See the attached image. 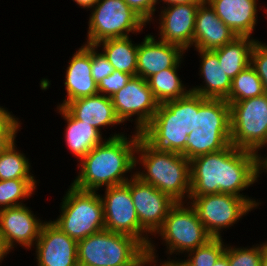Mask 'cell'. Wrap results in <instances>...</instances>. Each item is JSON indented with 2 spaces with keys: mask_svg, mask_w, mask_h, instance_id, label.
I'll return each mask as SVG.
<instances>
[{
  "mask_svg": "<svg viewBox=\"0 0 267 266\" xmlns=\"http://www.w3.org/2000/svg\"><path fill=\"white\" fill-rule=\"evenodd\" d=\"M265 147H267V139L265 141V143L255 152L258 160H259V163L263 166L266 162H267V155H263L261 156V149L263 150Z\"/></svg>",
  "mask_w": 267,
  "mask_h": 266,
  "instance_id": "7bdbcfd3",
  "label": "cell"
},
{
  "mask_svg": "<svg viewBox=\"0 0 267 266\" xmlns=\"http://www.w3.org/2000/svg\"><path fill=\"white\" fill-rule=\"evenodd\" d=\"M53 223L77 242L105 229L103 203L97 191L68 186Z\"/></svg>",
  "mask_w": 267,
  "mask_h": 266,
  "instance_id": "8992f818",
  "label": "cell"
},
{
  "mask_svg": "<svg viewBox=\"0 0 267 266\" xmlns=\"http://www.w3.org/2000/svg\"><path fill=\"white\" fill-rule=\"evenodd\" d=\"M266 243L267 240L251 247H237L227 243L224 254L228 258L229 266H261L263 247Z\"/></svg>",
  "mask_w": 267,
  "mask_h": 266,
  "instance_id": "d6a6232c",
  "label": "cell"
},
{
  "mask_svg": "<svg viewBox=\"0 0 267 266\" xmlns=\"http://www.w3.org/2000/svg\"><path fill=\"white\" fill-rule=\"evenodd\" d=\"M223 238H212L205 245L197 247L178 258L175 266H214L227 247ZM185 257H187L185 259Z\"/></svg>",
  "mask_w": 267,
  "mask_h": 266,
  "instance_id": "1f68e13d",
  "label": "cell"
},
{
  "mask_svg": "<svg viewBox=\"0 0 267 266\" xmlns=\"http://www.w3.org/2000/svg\"><path fill=\"white\" fill-rule=\"evenodd\" d=\"M85 44L142 33L148 23L123 0H99L90 10Z\"/></svg>",
  "mask_w": 267,
  "mask_h": 266,
  "instance_id": "9c48e42d",
  "label": "cell"
},
{
  "mask_svg": "<svg viewBox=\"0 0 267 266\" xmlns=\"http://www.w3.org/2000/svg\"><path fill=\"white\" fill-rule=\"evenodd\" d=\"M263 94H265L263 83L250 64L232 80L229 96L225 100L230 105Z\"/></svg>",
  "mask_w": 267,
  "mask_h": 266,
  "instance_id": "4dcf8cb0",
  "label": "cell"
},
{
  "mask_svg": "<svg viewBox=\"0 0 267 266\" xmlns=\"http://www.w3.org/2000/svg\"><path fill=\"white\" fill-rule=\"evenodd\" d=\"M77 241L47 220L34 245L37 266H79Z\"/></svg>",
  "mask_w": 267,
  "mask_h": 266,
  "instance_id": "2e32d148",
  "label": "cell"
},
{
  "mask_svg": "<svg viewBox=\"0 0 267 266\" xmlns=\"http://www.w3.org/2000/svg\"><path fill=\"white\" fill-rule=\"evenodd\" d=\"M231 130L230 105L225 99L204 98L199 95L197 129Z\"/></svg>",
  "mask_w": 267,
  "mask_h": 266,
  "instance_id": "83f0119b",
  "label": "cell"
},
{
  "mask_svg": "<svg viewBox=\"0 0 267 266\" xmlns=\"http://www.w3.org/2000/svg\"><path fill=\"white\" fill-rule=\"evenodd\" d=\"M130 194L140 226L152 237L162 227L170 209L177 203L135 175L130 179Z\"/></svg>",
  "mask_w": 267,
  "mask_h": 266,
  "instance_id": "4fadbf2b",
  "label": "cell"
},
{
  "mask_svg": "<svg viewBox=\"0 0 267 266\" xmlns=\"http://www.w3.org/2000/svg\"><path fill=\"white\" fill-rule=\"evenodd\" d=\"M137 166L141 167L137 169ZM135 176L176 202L189 201L190 161L180 153L151 146L142 136L135 152Z\"/></svg>",
  "mask_w": 267,
  "mask_h": 266,
  "instance_id": "3957f363",
  "label": "cell"
},
{
  "mask_svg": "<svg viewBox=\"0 0 267 266\" xmlns=\"http://www.w3.org/2000/svg\"><path fill=\"white\" fill-rule=\"evenodd\" d=\"M66 96L57 106L64 107L67 103L80 98L98 94L97 83L91 71V45L79 47L68 61L65 69Z\"/></svg>",
  "mask_w": 267,
  "mask_h": 266,
  "instance_id": "ac0fdd59",
  "label": "cell"
},
{
  "mask_svg": "<svg viewBox=\"0 0 267 266\" xmlns=\"http://www.w3.org/2000/svg\"><path fill=\"white\" fill-rule=\"evenodd\" d=\"M205 1L236 36L253 37L252 33L258 24V11L261 10L259 0Z\"/></svg>",
  "mask_w": 267,
  "mask_h": 266,
  "instance_id": "44dd1931",
  "label": "cell"
},
{
  "mask_svg": "<svg viewBox=\"0 0 267 266\" xmlns=\"http://www.w3.org/2000/svg\"><path fill=\"white\" fill-rule=\"evenodd\" d=\"M160 237L162 245L166 246V260L158 262L167 265L175 264L178 257L205 245L213 237L206 231L199 220L195 209L189 202H177L168 212L162 227L154 237ZM178 257H176V255ZM174 255V256H172ZM174 258V259H173Z\"/></svg>",
  "mask_w": 267,
  "mask_h": 266,
  "instance_id": "52a82bcc",
  "label": "cell"
},
{
  "mask_svg": "<svg viewBox=\"0 0 267 266\" xmlns=\"http://www.w3.org/2000/svg\"><path fill=\"white\" fill-rule=\"evenodd\" d=\"M261 174L262 165L255 152L230 144L221 151L190 160L189 196L226 193L244 199H256L244 195L242 191L261 180Z\"/></svg>",
  "mask_w": 267,
  "mask_h": 266,
  "instance_id": "6da1fadb",
  "label": "cell"
},
{
  "mask_svg": "<svg viewBox=\"0 0 267 266\" xmlns=\"http://www.w3.org/2000/svg\"><path fill=\"white\" fill-rule=\"evenodd\" d=\"M131 134L114 132L95 146L77 163L80 170L71 184L80 190L98 191L130 180L135 175V152L141 133Z\"/></svg>",
  "mask_w": 267,
  "mask_h": 266,
  "instance_id": "7a4b0ae2",
  "label": "cell"
},
{
  "mask_svg": "<svg viewBox=\"0 0 267 266\" xmlns=\"http://www.w3.org/2000/svg\"><path fill=\"white\" fill-rule=\"evenodd\" d=\"M214 266H229L227 256L223 254L220 259L214 264Z\"/></svg>",
  "mask_w": 267,
  "mask_h": 266,
  "instance_id": "ee69618b",
  "label": "cell"
},
{
  "mask_svg": "<svg viewBox=\"0 0 267 266\" xmlns=\"http://www.w3.org/2000/svg\"><path fill=\"white\" fill-rule=\"evenodd\" d=\"M91 71L97 84L114 71L113 66L96 45H91Z\"/></svg>",
  "mask_w": 267,
  "mask_h": 266,
  "instance_id": "d590c367",
  "label": "cell"
},
{
  "mask_svg": "<svg viewBox=\"0 0 267 266\" xmlns=\"http://www.w3.org/2000/svg\"><path fill=\"white\" fill-rule=\"evenodd\" d=\"M111 99L120 121L123 124L134 121V131L137 132L151 122L159 106L147 80L139 76H133ZM133 116H136L134 120Z\"/></svg>",
  "mask_w": 267,
  "mask_h": 266,
  "instance_id": "7c38bea8",
  "label": "cell"
},
{
  "mask_svg": "<svg viewBox=\"0 0 267 266\" xmlns=\"http://www.w3.org/2000/svg\"><path fill=\"white\" fill-rule=\"evenodd\" d=\"M14 141L10 147L0 154V180L36 179L31 172L32 166L26 154L17 149Z\"/></svg>",
  "mask_w": 267,
  "mask_h": 266,
  "instance_id": "f1b7e54d",
  "label": "cell"
},
{
  "mask_svg": "<svg viewBox=\"0 0 267 266\" xmlns=\"http://www.w3.org/2000/svg\"><path fill=\"white\" fill-rule=\"evenodd\" d=\"M133 75L114 70L109 76L103 78L98 84V92L108 97H112L120 89L126 86Z\"/></svg>",
  "mask_w": 267,
  "mask_h": 266,
  "instance_id": "836d02e7",
  "label": "cell"
},
{
  "mask_svg": "<svg viewBox=\"0 0 267 266\" xmlns=\"http://www.w3.org/2000/svg\"><path fill=\"white\" fill-rule=\"evenodd\" d=\"M178 71L179 68H168L147 79L148 86L159 104L185 97L190 92L189 85H184Z\"/></svg>",
  "mask_w": 267,
  "mask_h": 266,
  "instance_id": "4316f807",
  "label": "cell"
},
{
  "mask_svg": "<svg viewBox=\"0 0 267 266\" xmlns=\"http://www.w3.org/2000/svg\"><path fill=\"white\" fill-rule=\"evenodd\" d=\"M200 69L199 78L203 81L200 85L190 87V92L204 98L226 99L229 96L232 80L227 76L218 56L212 50H198Z\"/></svg>",
  "mask_w": 267,
  "mask_h": 266,
  "instance_id": "7402d4cb",
  "label": "cell"
},
{
  "mask_svg": "<svg viewBox=\"0 0 267 266\" xmlns=\"http://www.w3.org/2000/svg\"><path fill=\"white\" fill-rule=\"evenodd\" d=\"M231 144L256 152L267 139V94L230 104Z\"/></svg>",
  "mask_w": 267,
  "mask_h": 266,
  "instance_id": "8fae6325",
  "label": "cell"
},
{
  "mask_svg": "<svg viewBox=\"0 0 267 266\" xmlns=\"http://www.w3.org/2000/svg\"><path fill=\"white\" fill-rule=\"evenodd\" d=\"M266 9V10H265ZM263 11L267 14V7L266 8H263Z\"/></svg>",
  "mask_w": 267,
  "mask_h": 266,
  "instance_id": "681fc988",
  "label": "cell"
},
{
  "mask_svg": "<svg viewBox=\"0 0 267 266\" xmlns=\"http://www.w3.org/2000/svg\"><path fill=\"white\" fill-rule=\"evenodd\" d=\"M231 144V130H193L187 138L182 155L189 161L208 153L223 150Z\"/></svg>",
  "mask_w": 267,
  "mask_h": 266,
  "instance_id": "484cf974",
  "label": "cell"
},
{
  "mask_svg": "<svg viewBox=\"0 0 267 266\" xmlns=\"http://www.w3.org/2000/svg\"><path fill=\"white\" fill-rule=\"evenodd\" d=\"M103 190L104 194L100 193V197L103 203L105 229L134 237L147 249L148 259L158 262V244H155L153 237H150L139 224L130 194V180Z\"/></svg>",
  "mask_w": 267,
  "mask_h": 266,
  "instance_id": "ba28073f",
  "label": "cell"
},
{
  "mask_svg": "<svg viewBox=\"0 0 267 266\" xmlns=\"http://www.w3.org/2000/svg\"><path fill=\"white\" fill-rule=\"evenodd\" d=\"M185 53L180 46L157 40L149 33L138 43L137 76L147 80L165 69L179 68Z\"/></svg>",
  "mask_w": 267,
  "mask_h": 266,
  "instance_id": "e0dca14e",
  "label": "cell"
},
{
  "mask_svg": "<svg viewBox=\"0 0 267 266\" xmlns=\"http://www.w3.org/2000/svg\"><path fill=\"white\" fill-rule=\"evenodd\" d=\"M56 107V113H59L66 122L63 132L66 146L77 158V162H80L95 146L101 144L106 136L102 137L96 128L75 119L64 107Z\"/></svg>",
  "mask_w": 267,
  "mask_h": 266,
  "instance_id": "603a6c76",
  "label": "cell"
},
{
  "mask_svg": "<svg viewBox=\"0 0 267 266\" xmlns=\"http://www.w3.org/2000/svg\"><path fill=\"white\" fill-rule=\"evenodd\" d=\"M250 64L261 79L267 94V43L261 40L255 43L251 52Z\"/></svg>",
  "mask_w": 267,
  "mask_h": 266,
  "instance_id": "e575fe53",
  "label": "cell"
},
{
  "mask_svg": "<svg viewBox=\"0 0 267 266\" xmlns=\"http://www.w3.org/2000/svg\"><path fill=\"white\" fill-rule=\"evenodd\" d=\"M262 172L267 173V162L262 166Z\"/></svg>",
  "mask_w": 267,
  "mask_h": 266,
  "instance_id": "c3c4849f",
  "label": "cell"
},
{
  "mask_svg": "<svg viewBox=\"0 0 267 266\" xmlns=\"http://www.w3.org/2000/svg\"><path fill=\"white\" fill-rule=\"evenodd\" d=\"M99 0H73L81 9L91 10Z\"/></svg>",
  "mask_w": 267,
  "mask_h": 266,
  "instance_id": "60d3db41",
  "label": "cell"
},
{
  "mask_svg": "<svg viewBox=\"0 0 267 266\" xmlns=\"http://www.w3.org/2000/svg\"><path fill=\"white\" fill-rule=\"evenodd\" d=\"M19 119L8 108L0 105V135H17L22 129Z\"/></svg>",
  "mask_w": 267,
  "mask_h": 266,
  "instance_id": "74e56055",
  "label": "cell"
},
{
  "mask_svg": "<svg viewBox=\"0 0 267 266\" xmlns=\"http://www.w3.org/2000/svg\"><path fill=\"white\" fill-rule=\"evenodd\" d=\"M17 135H0V154L5 152L16 141Z\"/></svg>",
  "mask_w": 267,
  "mask_h": 266,
  "instance_id": "f35d334b",
  "label": "cell"
},
{
  "mask_svg": "<svg viewBox=\"0 0 267 266\" xmlns=\"http://www.w3.org/2000/svg\"><path fill=\"white\" fill-rule=\"evenodd\" d=\"M261 266H267V243L263 247Z\"/></svg>",
  "mask_w": 267,
  "mask_h": 266,
  "instance_id": "f6af8a7d",
  "label": "cell"
},
{
  "mask_svg": "<svg viewBox=\"0 0 267 266\" xmlns=\"http://www.w3.org/2000/svg\"><path fill=\"white\" fill-rule=\"evenodd\" d=\"M64 108L77 120L96 128L102 135L103 129L123 124L117 117L112 99L103 94L80 98L67 103ZM108 127V128H107Z\"/></svg>",
  "mask_w": 267,
  "mask_h": 266,
  "instance_id": "d6986e66",
  "label": "cell"
},
{
  "mask_svg": "<svg viewBox=\"0 0 267 266\" xmlns=\"http://www.w3.org/2000/svg\"><path fill=\"white\" fill-rule=\"evenodd\" d=\"M204 0H159V6H167L170 4H187V3H202ZM163 2V3H161Z\"/></svg>",
  "mask_w": 267,
  "mask_h": 266,
  "instance_id": "ab89813d",
  "label": "cell"
},
{
  "mask_svg": "<svg viewBox=\"0 0 267 266\" xmlns=\"http://www.w3.org/2000/svg\"><path fill=\"white\" fill-rule=\"evenodd\" d=\"M155 266H175L174 264H172V265H167V264H165V263H161V262H156L155 261Z\"/></svg>",
  "mask_w": 267,
  "mask_h": 266,
  "instance_id": "7dc6e473",
  "label": "cell"
},
{
  "mask_svg": "<svg viewBox=\"0 0 267 266\" xmlns=\"http://www.w3.org/2000/svg\"><path fill=\"white\" fill-rule=\"evenodd\" d=\"M79 266H141L147 249L134 237L101 230L77 243Z\"/></svg>",
  "mask_w": 267,
  "mask_h": 266,
  "instance_id": "5b68a950",
  "label": "cell"
},
{
  "mask_svg": "<svg viewBox=\"0 0 267 266\" xmlns=\"http://www.w3.org/2000/svg\"><path fill=\"white\" fill-rule=\"evenodd\" d=\"M188 202L213 238H222L223 230L232 228L243 216L262 204L258 199H244L226 193L189 196Z\"/></svg>",
  "mask_w": 267,
  "mask_h": 266,
  "instance_id": "30bf717a",
  "label": "cell"
},
{
  "mask_svg": "<svg viewBox=\"0 0 267 266\" xmlns=\"http://www.w3.org/2000/svg\"><path fill=\"white\" fill-rule=\"evenodd\" d=\"M201 3L170 4L158 7L157 39L180 46L188 52L193 47L196 12ZM159 35V36H158Z\"/></svg>",
  "mask_w": 267,
  "mask_h": 266,
  "instance_id": "5bb4252c",
  "label": "cell"
},
{
  "mask_svg": "<svg viewBox=\"0 0 267 266\" xmlns=\"http://www.w3.org/2000/svg\"><path fill=\"white\" fill-rule=\"evenodd\" d=\"M96 46L103 52L114 70L137 76L138 43H135L131 36L107 39L97 43Z\"/></svg>",
  "mask_w": 267,
  "mask_h": 266,
  "instance_id": "d4e9b609",
  "label": "cell"
},
{
  "mask_svg": "<svg viewBox=\"0 0 267 266\" xmlns=\"http://www.w3.org/2000/svg\"><path fill=\"white\" fill-rule=\"evenodd\" d=\"M199 95L189 92L185 97L159 104L151 122L140 132L153 147L182 154L188 135L197 129Z\"/></svg>",
  "mask_w": 267,
  "mask_h": 266,
  "instance_id": "277c9868",
  "label": "cell"
},
{
  "mask_svg": "<svg viewBox=\"0 0 267 266\" xmlns=\"http://www.w3.org/2000/svg\"><path fill=\"white\" fill-rule=\"evenodd\" d=\"M131 9L140 15L148 25H151L155 12L158 11L157 6L159 0H123ZM157 10V11H156Z\"/></svg>",
  "mask_w": 267,
  "mask_h": 266,
  "instance_id": "8d00e7d4",
  "label": "cell"
},
{
  "mask_svg": "<svg viewBox=\"0 0 267 266\" xmlns=\"http://www.w3.org/2000/svg\"><path fill=\"white\" fill-rule=\"evenodd\" d=\"M141 266H155V261L147 259Z\"/></svg>",
  "mask_w": 267,
  "mask_h": 266,
  "instance_id": "bcb514c9",
  "label": "cell"
},
{
  "mask_svg": "<svg viewBox=\"0 0 267 266\" xmlns=\"http://www.w3.org/2000/svg\"><path fill=\"white\" fill-rule=\"evenodd\" d=\"M37 184V179L0 180V210L24 205L26 200L35 195Z\"/></svg>",
  "mask_w": 267,
  "mask_h": 266,
  "instance_id": "f546056e",
  "label": "cell"
},
{
  "mask_svg": "<svg viewBox=\"0 0 267 266\" xmlns=\"http://www.w3.org/2000/svg\"><path fill=\"white\" fill-rule=\"evenodd\" d=\"M10 252L11 251L7 247L4 239L0 236V265Z\"/></svg>",
  "mask_w": 267,
  "mask_h": 266,
  "instance_id": "b9f144b4",
  "label": "cell"
},
{
  "mask_svg": "<svg viewBox=\"0 0 267 266\" xmlns=\"http://www.w3.org/2000/svg\"><path fill=\"white\" fill-rule=\"evenodd\" d=\"M236 34L216 15L204 0L195 17L193 47L198 50H215L231 42Z\"/></svg>",
  "mask_w": 267,
  "mask_h": 266,
  "instance_id": "ffe728a7",
  "label": "cell"
},
{
  "mask_svg": "<svg viewBox=\"0 0 267 266\" xmlns=\"http://www.w3.org/2000/svg\"><path fill=\"white\" fill-rule=\"evenodd\" d=\"M259 40L254 37L237 36L224 46L212 50L231 80L250 65L253 46Z\"/></svg>",
  "mask_w": 267,
  "mask_h": 266,
  "instance_id": "cb8c5ba5",
  "label": "cell"
},
{
  "mask_svg": "<svg viewBox=\"0 0 267 266\" xmlns=\"http://www.w3.org/2000/svg\"><path fill=\"white\" fill-rule=\"evenodd\" d=\"M24 205L0 210V236L10 251L21 246L25 250H33L43 224L46 222L34 215L30 207Z\"/></svg>",
  "mask_w": 267,
  "mask_h": 266,
  "instance_id": "9a60e30c",
  "label": "cell"
}]
</instances>
